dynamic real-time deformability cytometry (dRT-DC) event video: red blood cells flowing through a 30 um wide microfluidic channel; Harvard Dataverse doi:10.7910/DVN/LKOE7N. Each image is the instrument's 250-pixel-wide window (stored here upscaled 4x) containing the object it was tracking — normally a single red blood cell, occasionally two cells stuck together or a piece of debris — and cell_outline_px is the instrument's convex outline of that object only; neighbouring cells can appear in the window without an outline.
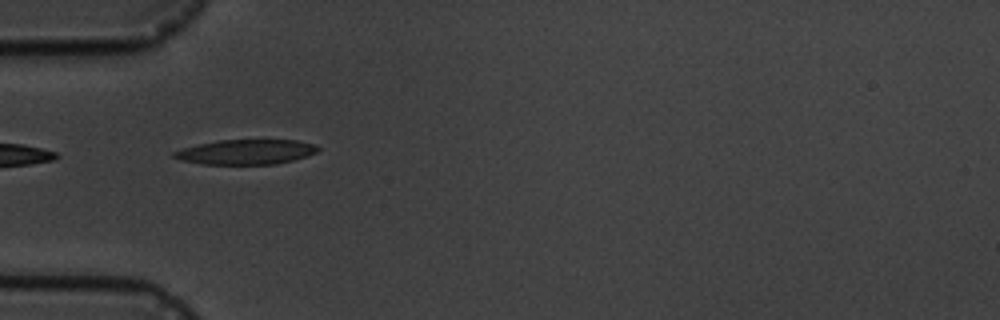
{"species": "common noctule bat (a hibernating species)", "species_latin": "Nyctalus noctula", "temperature_condition": "cold", "stored_images_in_passage": 2, "camera_frame_rate_fps": 3000, "um_per_image_px": 0.085, "animal": {"sex": "male", "body_mass_g": 19.5, "forearm_length_mm": 54.6}, "frame": {"image": 1, "passage_image": 1, "time_ms": 0.0, "image_size_px": [1000, 320], "cell_outline_px": [[320, 148], [316, 152], [308, 156], [276, 164], [204, 164], [180, 160], [172, 156], [172, 152], [184, 148], [200, 144], [220, 140], [296, 140], [316, 144]], "centroid_in_image_um": [20.94, 12.91], "position_along_channel_um": 64.1, "area_um2": 20.75}}
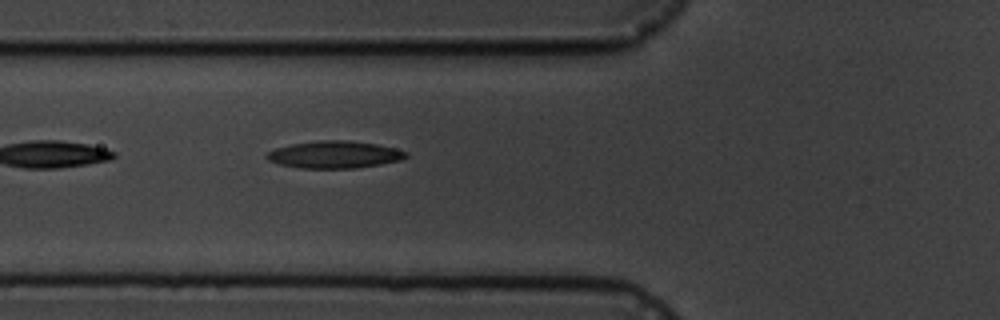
{"frame": {"image": 2, "passage_image": 2, "time_ms": 1.0, "image_size_px": [1000, 320], "cell_outline_px": [[408, 156], [400, 160], [380, 164], [356, 168], [300, 168], [280, 164], [268, 160], [264, 156], [268, 152], [276, 148], [292, 144], [320, 140], [348, 140], [376, 144], [396, 148], [408, 152]], "centroid_in_image_um": [28.44, 13.14], "position_along_channel_um": 97.4, "area_um2": 22.02}}